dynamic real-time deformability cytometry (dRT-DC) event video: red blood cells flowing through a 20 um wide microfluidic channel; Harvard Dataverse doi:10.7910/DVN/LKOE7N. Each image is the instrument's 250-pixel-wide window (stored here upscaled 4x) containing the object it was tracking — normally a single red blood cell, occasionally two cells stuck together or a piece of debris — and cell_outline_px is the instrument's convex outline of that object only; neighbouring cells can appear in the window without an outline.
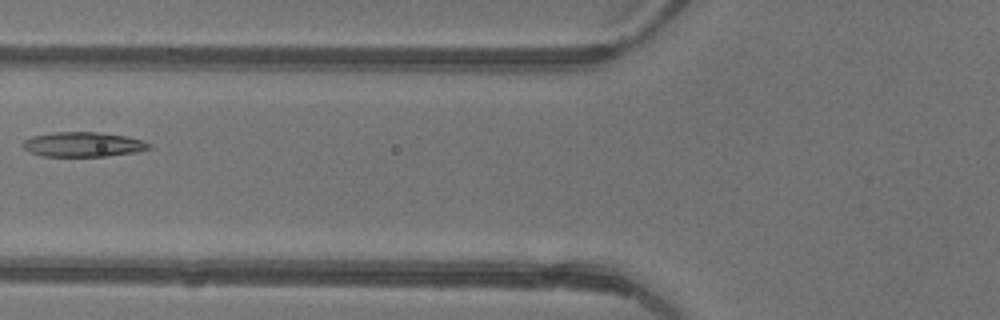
{"species": "common noctule bat (a hibernating species)", "species_latin": "Nyctalus noctula", "temperature_condition": "warm", "stored_images_in_passage": 6, "camera_frame_rate_fps": 3000, "um_per_image_px": 0.085, "animal": {"sex": "female"}, "frame": {"image": 1, "passage_image": 6, "time_ms": 1.667, "image_size_px": [1000, 320], "cell_outline_px": [[152, 148], [140, 152], [108, 156], [44, 156], [28, 152], [20, 144], [24, 140], [32, 136], [52, 132], [100, 132], [128, 136], [144, 140], [152, 144]], "centroid_in_image_um": [7.12, 12.27], "position_along_channel_um": 118.7, "area_um2": 18.61}}